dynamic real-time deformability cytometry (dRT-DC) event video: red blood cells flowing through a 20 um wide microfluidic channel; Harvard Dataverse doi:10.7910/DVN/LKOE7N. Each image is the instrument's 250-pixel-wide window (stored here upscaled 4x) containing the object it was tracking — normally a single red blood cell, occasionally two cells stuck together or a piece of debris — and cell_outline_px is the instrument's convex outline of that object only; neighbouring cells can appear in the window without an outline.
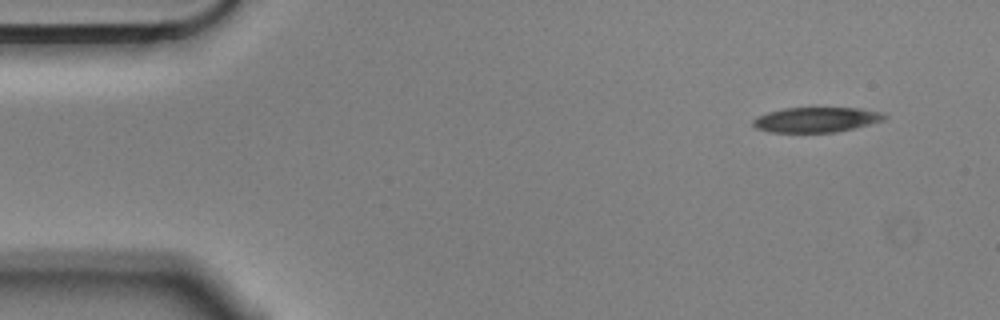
{"species": "Egyptian fruit bat (a non-hibernating species)", "species_latin": "Rousettus aegyptiacus", "temperature_condition": "cold", "stored_images_in_passage": 52, "camera_frame_rate_fps": 3000, "um_per_image_px": 0.085, "animal": {"sex": "male"}, "frame": {"image": 1, "passage_image": 1, "time_ms": 0.0, "image_size_px": [1000, 320], "cell_outline_px": [[888, 116], [884, 120], [856, 128], [836, 132], [768, 132], [756, 128], [752, 124], [752, 120], [756, 116], [768, 112], [784, 108], [860, 108], [884, 112]], "centroid_in_image_um": [69.4, 10.17], "position_along_channel_um": 15.6, "area_um2": 19.36}}
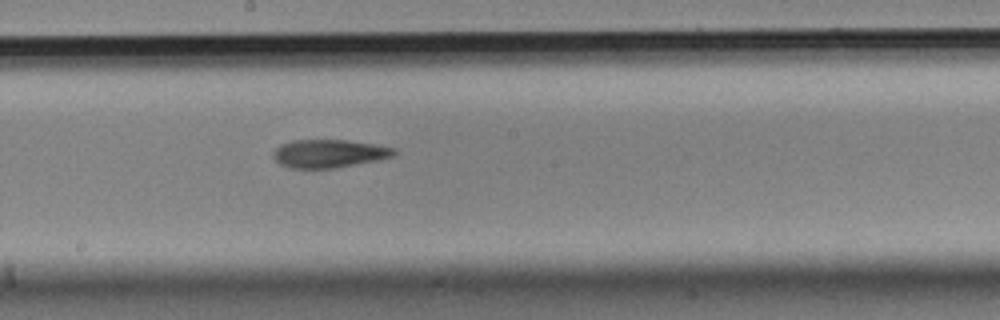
{"frame": {"image": 2, "passage_image": 26, "time_ms": 8.333, "image_size_px": [1000, 320], "cell_outline_px": [[396, 156], [336, 168], [288, 168], [280, 164], [272, 156], [272, 152], [280, 144], [292, 140], [348, 140], [396, 148]], "centroid_in_image_um": [27.94, 13.05], "position_along_channel_um": 220.3, "area_um2": 19.88}}
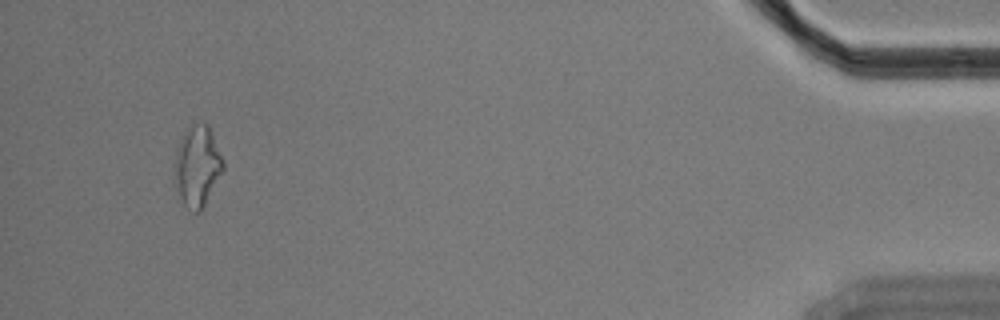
{"frame": {"image": 3, "passage_image": 49, "time_ms": 16.0, "image_size_px": [1000, 320], "cell_outline_px": [[224, 168], [200, 212], [196, 212], [188, 208], [184, 204], [176, 188], [172, 176], [176, 148], [184, 132], [192, 124], [208, 124], [224, 160]], "centroid_in_image_um": [16.74, 14.11], "position_along_channel_um": 418.5, "area_um2": 22.83}, "authors_computed_cell_mechanics": {"area_um2": 20.3456, "velocity_mm_per_s": 3.5677, "shape_relaxation_time_tau1_ms": 7.7119, "shape_relaxation_time_tau2_ms": 6.9836, "deformation_change_tau1": 0.1966, "deformation_change_tau2": 0.1857}}